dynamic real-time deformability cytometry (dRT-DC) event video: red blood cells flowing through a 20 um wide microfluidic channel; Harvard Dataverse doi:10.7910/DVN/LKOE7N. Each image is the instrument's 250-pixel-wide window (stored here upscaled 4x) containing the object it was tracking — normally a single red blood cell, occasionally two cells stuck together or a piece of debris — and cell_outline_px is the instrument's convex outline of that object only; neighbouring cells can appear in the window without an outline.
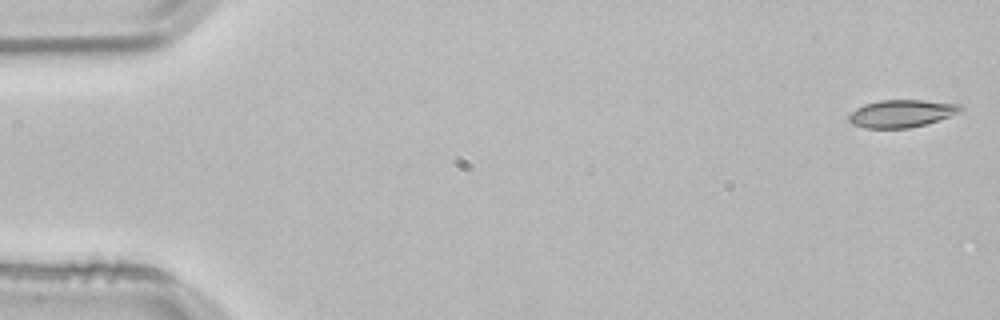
{"species": "common noctule bat (a hibernating species)", "species_latin": "Nyctalus noctula", "temperature_condition": "room temperature", "stored_images_in_passage": 53, "camera_frame_rate_fps": 3000, "um_per_image_px": 0.085, "animal": {"sex": "male", "body_mass_g": 21.5, "forearm_length_mm": 52.0}, "frame": {"image": 1, "passage_image": 1, "time_ms": 0.0, "image_size_px": [1000, 320], "cell_outline_px": [[964, 112], [924, 124], [908, 128], [864, 128], [852, 124], [848, 120], [848, 116], [852, 112], [864, 104], [880, 100], [920, 100], [960, 104], [964, 108]], "centroid_in_image_um": [76.66, 9.64], "position_along_channel_um": 8.3, "area_um2": 17.92}}
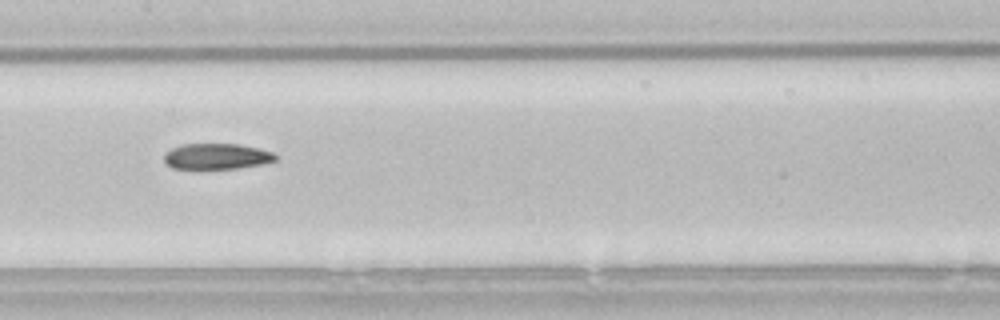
{"frame": {"image": 2, "passage_image": 26, "time_ms": 8.333, "image_size_px": [1000, 320], "cell_outline_px": [[276, 160], [264, 164], [236, 168], [196, 172], [172, 168], [164, 160], [164, 156], [172, 148], [184, 144], [240, 144], [260, 148], [272, 152], [276, 156]], "centroid_in_image_um": [18.39, 13.34], "position_along_channel_um": 189.0, "area_um2": 17.46}}
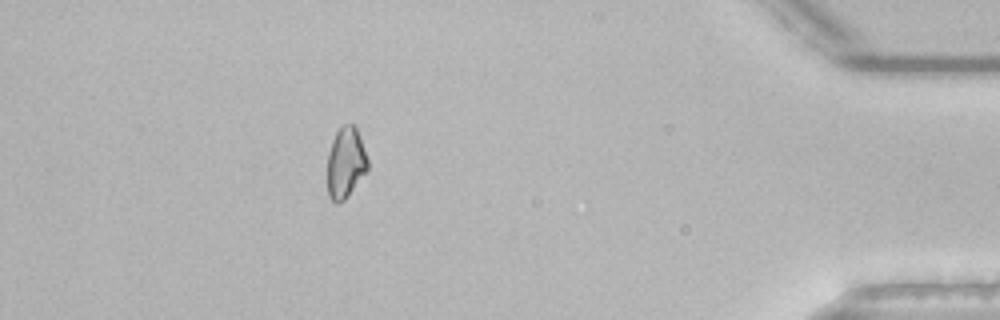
{"frame": {"image": 3, "passage_image": 47, "time_ms": 15.333, "image_size_px": [1000, 320], "cell_outline_px": [[368, 168], [348, 196], [344, 200], [336, 204], [328, 196], [328, 152], [332, 140], [336, 132], [344, 124], [352, 124], [356, 128], [360, 136], [368, 160]], "centroid_in_image_um": [29.37, 13.83], "position_along_channel_um": 405.8, "area_um2": 16.53}}